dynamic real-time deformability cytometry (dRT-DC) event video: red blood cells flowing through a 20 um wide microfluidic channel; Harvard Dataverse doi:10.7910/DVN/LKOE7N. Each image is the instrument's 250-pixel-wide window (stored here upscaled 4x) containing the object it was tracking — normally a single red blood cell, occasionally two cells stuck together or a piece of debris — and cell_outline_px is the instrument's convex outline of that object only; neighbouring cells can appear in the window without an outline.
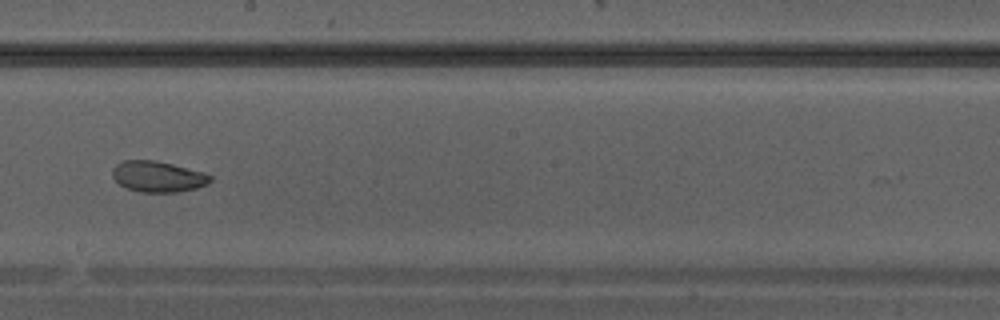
{"species": "Egyptian fruit bat (a non-hibernating species)", "species_latin": "Rousettus aegyptiacus", "temperature_condition": "warm", "stored_images_in_passage": 20, "camera_frame_rate_fps": 3000, "um_per_image_px": 0.085, "animal": {"sex": "male"}, "frame": {"image": 1, "passage_image": 16, "time_ms": 5.0, "image_size_px": [1000, 320], "cell_outline_px": [[212, 180], [208, 184], [196, 188], [180, 192], [140, 192], [128, 188], [120, 184], [112, 176], [112, 168], [116, 164], [124, 160], [156, 160], [204, 172], [212, 176]], "centroid_in_image_um": [13.44, 15.0], "position_along_channel_um": 234.8, "area_um2": 17.69}}